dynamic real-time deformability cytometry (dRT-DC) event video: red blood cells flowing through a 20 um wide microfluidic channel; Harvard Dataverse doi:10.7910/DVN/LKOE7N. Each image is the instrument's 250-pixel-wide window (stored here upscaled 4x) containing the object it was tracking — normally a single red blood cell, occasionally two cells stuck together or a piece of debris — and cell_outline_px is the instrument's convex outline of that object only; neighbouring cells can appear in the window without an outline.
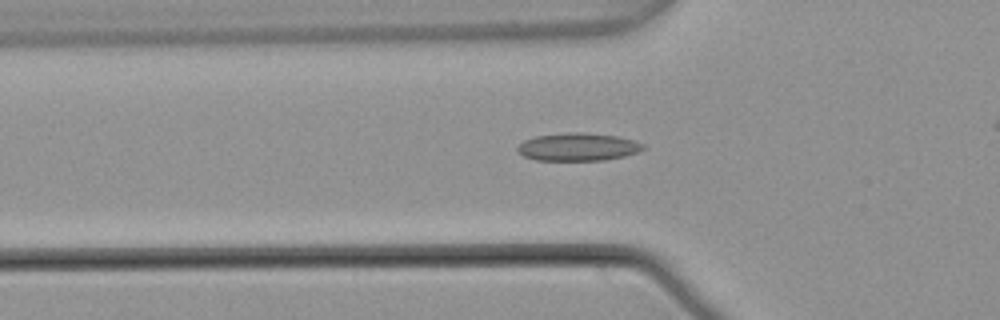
{"species": "common noctule bat (a hibernating species)", "species_latin": "Nyctalus noctula", "temperature_condition": "warm", "stored_images_in_passage": 48, "camera_frame_rate_fps": 3000, "um_per_image_px": 0.085, "animal": {"sex": "male", "body_mass_g": 21.5, "forearm_length_mm": 52.0}, "frame": {"image": 1, "passage_image": 19, "time_ms": 6.0, "image_size_px": [1000, 320], "cell_outline_px": [[648, 148], [624, 156], [604, 160], [536, 160], [524, 156], [516, 148], [524, 140], [536, 136], [568, 132], [584, 132], [616, 136], [632, 140], [644, 144]], "centroid_in_image_um": [49.14, 12.48], "position_along_channel_um": 76.7, "area_um2": 20.29}}
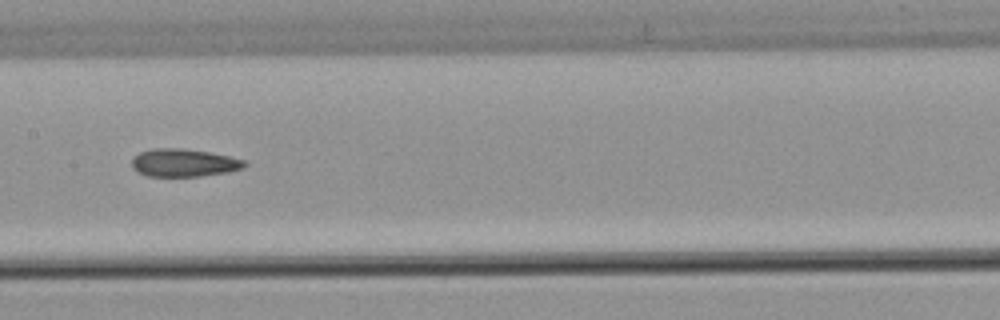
{"frame": {"image": 2, "passage_image": 28, "time_ms": 9.0, "image_size_px": [1000, 320], "cell_outline_px": [[248, 164], [244, 168], [228, 172], [200, 176], [148, 176], [136, 172], [132, 168], [132, 156], [140, 152], [152, 148], [180, 148], [208, 152], [248, 160]], "centroid_in_image_um": [15.63, 13.83], "position_along_channel_um": 191.8, "area_um2": 18.5}}
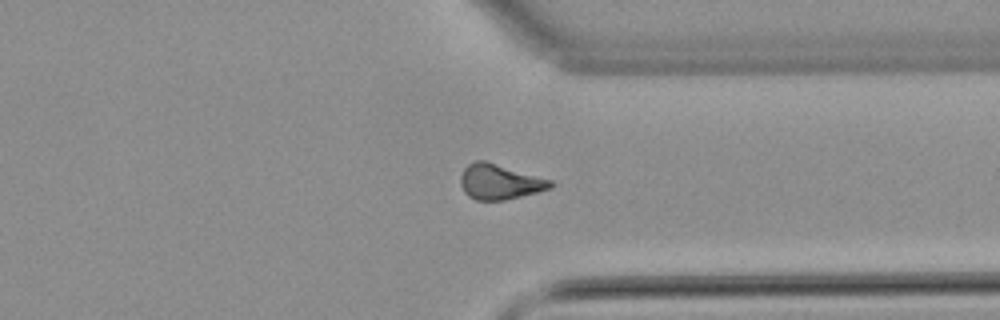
{"frame": {"image": 3, "passage_image": 42, "time_ms": 13.667, "image_size_px": [1000, 320], "cell_outline_px": [[556, 184], [552, 188], [504, 200], [476, 200], [468, 196], [464, 192], [460, 184], [460, 176], [464, 168], [468, 164], [476, 160], [484, 160], [552, 180]], "centroid_in_image_um": [42.46, 15.45], "position_along_channel_um": 368.9, "area_um2": 18.44}, "authors_computed_cell_mechanics": {"area_um2": 18.785, "velocity_mm_per_s": 3.818, "shape_relaxation_time_tau1_ms": null, "shape_relaxation_time_tau2_ms": 2.5637, "deformation_change_tau1": null, "deformation_change_tau2": 0.1025}}